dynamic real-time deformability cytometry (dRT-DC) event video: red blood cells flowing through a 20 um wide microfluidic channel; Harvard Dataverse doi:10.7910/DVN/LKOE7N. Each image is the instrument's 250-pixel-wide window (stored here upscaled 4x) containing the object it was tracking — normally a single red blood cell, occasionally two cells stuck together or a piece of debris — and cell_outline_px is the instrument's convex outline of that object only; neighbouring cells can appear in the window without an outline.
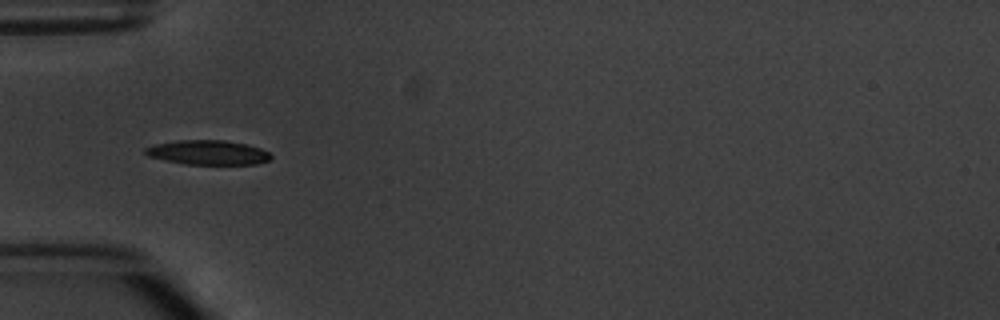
{"species": "common noctule bat (a hibernating species)", "species_latin": "Nyctalus noctula", "temperature_condition": "warm", "stored_images_in_passage": 5, "camera_frame_rate_fps": 3000, "um_per_image_px": 0.085, "animal": {"sex": "male", "body_mass_g": 20.1, "forearm_length_mm": 53.5}, "frame": {"image": 1, "passage_image": 5, "time_ms": 4.667, "image_size_px": [1000, 320], "cell_outline_px": [[272, 156], [268, 160], [256, 164], [184, 164], [148, 156], [144, 152], [144, 148], [156, 144], [176, 140], [224, 140], [248, 144], [260, 148], [268, 152]], "centroid_in_image_um": [17.67, 12.95], "position_along_channel_um": 67.3, "area_um2": 17.86}}